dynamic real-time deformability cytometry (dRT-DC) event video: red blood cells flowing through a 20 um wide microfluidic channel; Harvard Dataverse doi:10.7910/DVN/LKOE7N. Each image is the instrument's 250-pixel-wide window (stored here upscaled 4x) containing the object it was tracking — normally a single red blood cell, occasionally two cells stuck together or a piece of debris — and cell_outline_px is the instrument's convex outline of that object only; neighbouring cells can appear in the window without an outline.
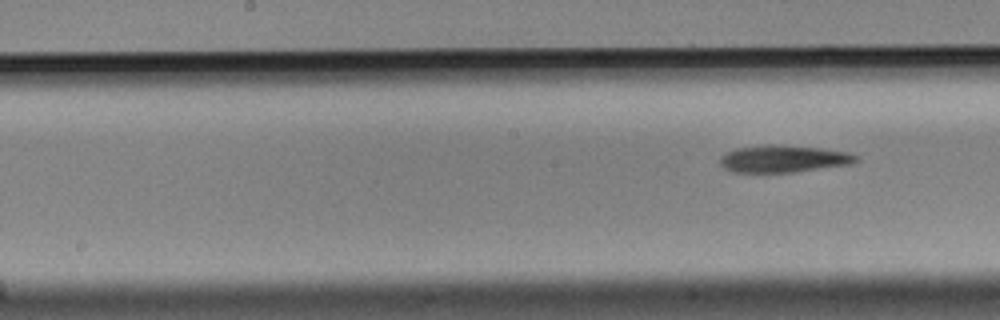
{"species": "Egyptian fruit bat (a non-hibernating species)", "species_latin": "Rousettus aegyptiacus", "temperature_condition": "cold", "stored_images_in_passage": 5, "segment_of_instrument_passage": [2, 2], "camera_frame_rate_fps": 3000, "um_per_image_px": 0.085, "animal": {"sex": "male"}, "frame": {"image": 1, "passage_image": 5, "time_ms": 1.333, "image_size_px": [1000, 320], "cell_outline_px": [[860, 160], [852, 164], [792, 172], [736, 172], [724, 168], [720, 164], [720, 156], [736, 148], [764, 144], [780, 144], [820, 148], [844, 152], [856, 156]], "centroid_in_image_um": [66.57, 13.49], "position_along_channel_um": 181.6, "area_um2": 21.44}}